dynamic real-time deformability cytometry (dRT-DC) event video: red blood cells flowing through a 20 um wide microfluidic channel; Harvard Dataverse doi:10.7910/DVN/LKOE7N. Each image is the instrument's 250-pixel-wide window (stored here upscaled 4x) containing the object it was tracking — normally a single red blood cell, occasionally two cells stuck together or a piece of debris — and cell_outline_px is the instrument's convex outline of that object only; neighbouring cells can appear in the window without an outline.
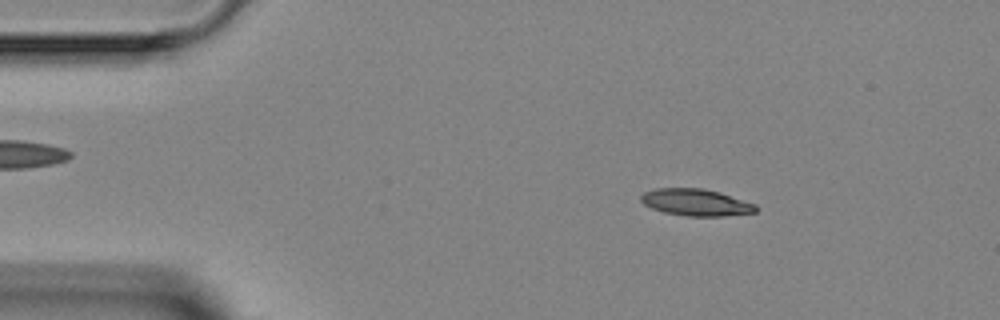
{"species": "Egyptian fruit bat (a non-hibernating species)", "species_latin": "Rousettus aegyptiacus", "temperature_condition": "room temperature", "stored_images_in_passage": 5, "camera_frame_rate_fps": 3000, "um_per_image_px": 0.085, "animal": {"sex": "female"}, "frame": {"image": 1, "passage_image": 1, "time_ms": 0.0, "image_size_px": [1000, 320], "cell_outline_px": [[760, 208], [756, 212], [724, 216], [688, 216], [664, 212], [652, 208], [644, 204], [640, 200], [640, 196], [644, 192], [656, 188], [704, 188], [720, 192], [756, 204]], "centroid_in_image_um": [59.18, 17.2], "position_along_channel_um": 25.8, "area_um2": 18.09}}
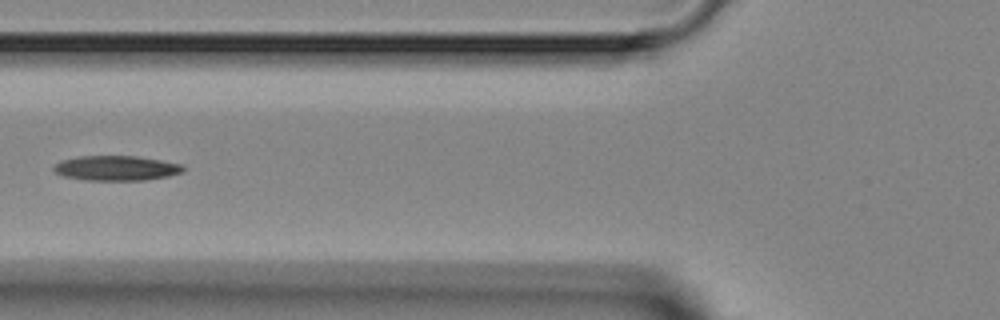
{"frame": {"image": 2, "passage_image": 4, "time_ms": 3.667, "image_size_px": [1000, 320], "cell_outline_px": [[184, 172], [168, 176], [144, 180], [88, 180], [64, 176], [56, 172], [52, 168], [56, 164], [64, 160], [80, 156], [136, 156], [184, 164]], "centroid_in_image_um": [9.94, 14.29], "position_along_channel_um": 115.9, "area_um2": 18.61}}
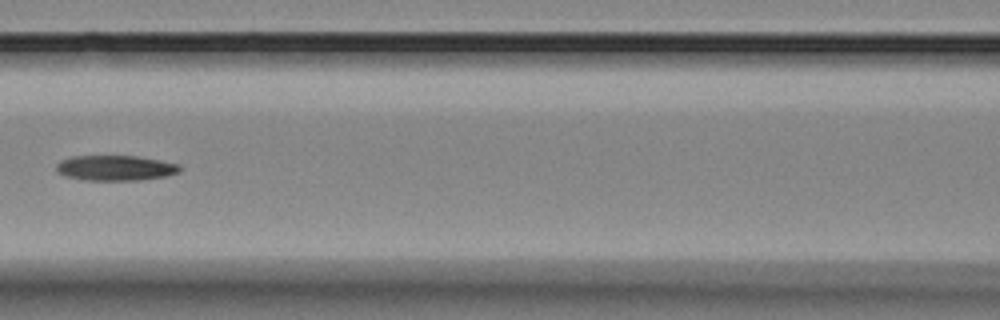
{"frame": {"image": 3, "passage_image": 5, "time_ms": 4.667, "image_size_px": [1000, 320], "cell_outline_px": [[180, 172], [168, 176], [140, 180], [84, 180], [64, 176], [56, 172], [56, 164], [60, 160], [72, 156], [136, 156], [160, 160], [180, 164]], "centroid_in_image_um": [9.8, 14.28], "position_along_channel_um": 156.8, "area_um2": 18.38}}